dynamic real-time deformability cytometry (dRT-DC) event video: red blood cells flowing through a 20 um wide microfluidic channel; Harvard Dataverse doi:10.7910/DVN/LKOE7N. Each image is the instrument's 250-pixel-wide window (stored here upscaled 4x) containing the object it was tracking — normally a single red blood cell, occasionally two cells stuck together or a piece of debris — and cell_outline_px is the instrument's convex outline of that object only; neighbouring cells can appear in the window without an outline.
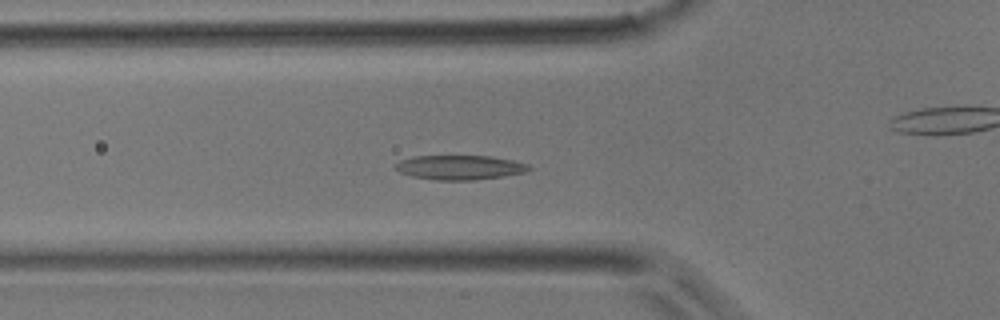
{"species": "common noctule bat (a hibernating species)", "species_latin": "Nyctalus noctula", "temperature_condition": "room temperature", "stored_images_in_passage": 32, "camera_frame_rate_fps": 3000, "um_per_image_px": 0.085, "animal": {"sex": "male", "body_mass_g": 17.9}, "frame": {"image": 1, "passage_image": 4, "time_ms": 1.0, "image_size_px": [1000, 320], "cell_outline_px": [[532, 168], [524, 172], [500, 176], [472, 180], [436, 180], [412, 176], [400, 172], [392, 168], [392, 164], [400, 160], [412, 156], [492, 156], [512, 160], [528, 164]], "centroid_in_image_um": [39.0, 14.22], "position_along_channel_um": 86.8, "area_um2": 19.02}}
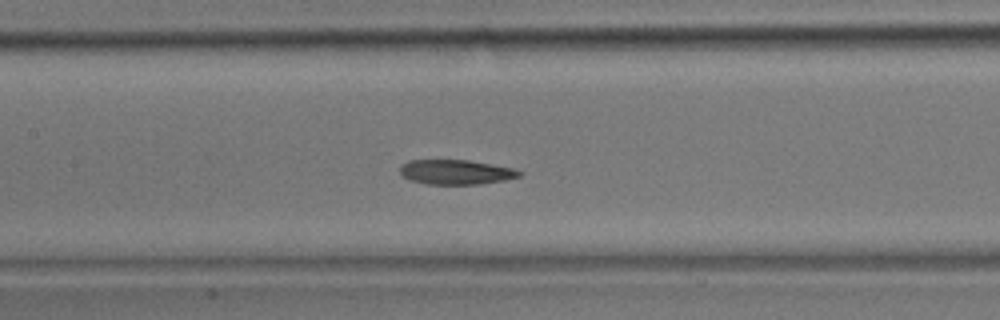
{"frame": {"image": 2, "passage_image": 9, "time_ms": 2.667, "image_size_px": [1000, 320], "cell_outline_px": [[524, 172], [520, 176], [504, 180], [480, 184], [428, 184], [412, 180], [404, 176], [400, 172], [400, 164], [408, 160], [468, 160], [516, 168]], "centroid_in_image_um": [38.79, 14.61], "position_along_channel_um": 168.6, "area_um2": 17.22}}
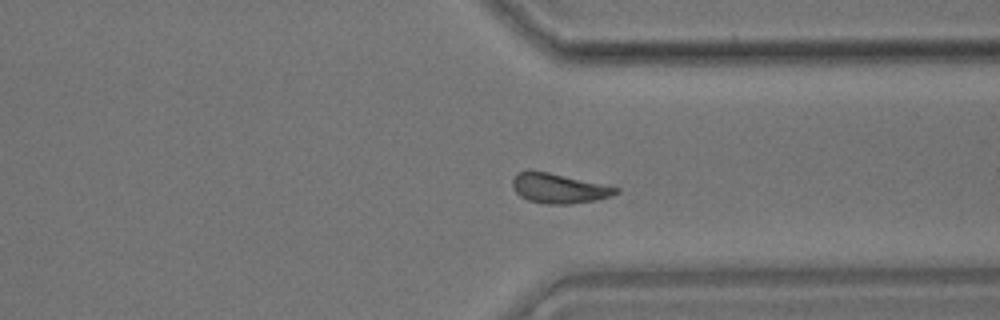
{"frame": {"image": 3, "passage_image": 21, "time_ms": 6.667, "image_size_px": [1000, 320], "cell_outline_px": [[620, 192], [612, 196], [596, 200], [572, 204], [548, 204], [528, 200], [520, 196], [516, 192], [512, 184], [512, 180], [516, 172], [548, 172], [620, 188]], "centroid_in_image_um": [47.53, 16.03], "position_along_channel_um": 363.9, "area_um2": 17.69}}